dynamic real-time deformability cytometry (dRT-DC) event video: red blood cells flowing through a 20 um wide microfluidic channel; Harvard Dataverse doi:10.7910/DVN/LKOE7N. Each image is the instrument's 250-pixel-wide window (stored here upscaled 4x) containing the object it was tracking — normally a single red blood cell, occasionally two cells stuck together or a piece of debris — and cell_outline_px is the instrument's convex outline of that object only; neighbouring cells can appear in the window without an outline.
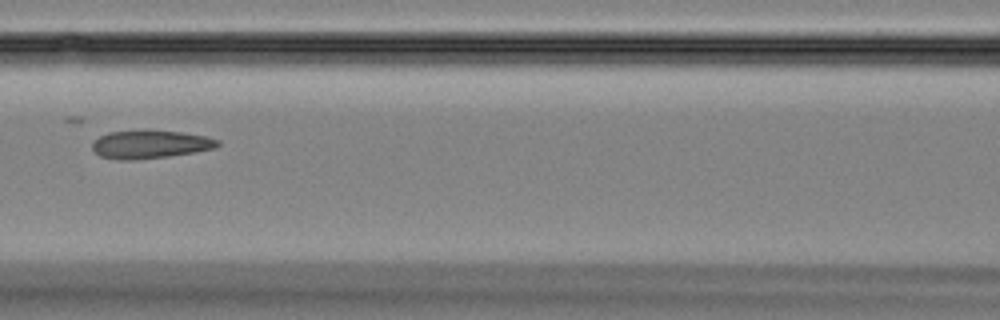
{"species": "Egyptian fruit bat (a non-hibernating species)", "species_latin": "Rousettus aegyptiacus", "temperature_condition": "room temperature", "stored_images_in_passage": 7, "camera_frame_rate_fps": 3000, "um_per_image_px": 0.085, "animal": {"sex": "female"}, "frame": {"image": 1, "passage_image": 7, "time_ms": 7.0, "image_size_px": [1000, 320], "cell_outline_px": [[220, 144], [216, 148], [196, 152], [168, 156], [136, 160], [120, 160], [100, 156], [92, 148], [92, 144], [100, 136], [108, 132], [144, 128], [180, 132], [204, 136], [220, 140]], "centroid_in_image_um": [12.77, 12.24], "position_along_channel_um": 153.8, "area_um2": 21.04}}